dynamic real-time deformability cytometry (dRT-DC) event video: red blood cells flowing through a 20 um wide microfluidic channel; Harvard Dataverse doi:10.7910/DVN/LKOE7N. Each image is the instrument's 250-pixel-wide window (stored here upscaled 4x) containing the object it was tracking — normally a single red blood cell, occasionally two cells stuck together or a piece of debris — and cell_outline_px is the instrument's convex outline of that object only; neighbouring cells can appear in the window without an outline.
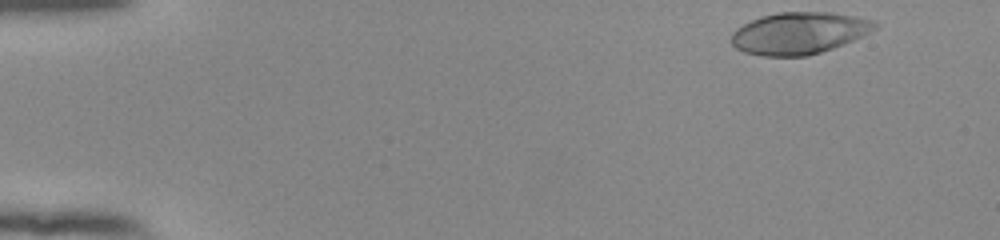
{"species": "human", "species_latin": "Homo sapiens", "temperature_condition": "room temperature", "stored_images_in_passage": 50, "camera_frame_rate_fps": 3000, "um_per_image_px": 0.085, "donor": {"sex": "female"}, "frame": {"image": 1, "passage_image": 1, "time_ms": 0.0, "image_size_px": [1000, 240], "cell_outline_px": [[880, 24], [876, 28], [852, 40], [832, 48], [808, 56], [760, 56], [744, 52], [736, 48], [732, 44], [732, 32], [736, 28], [760, 16], [780, 12], [832, 12], [856, 16], [876, 20]], "centroid_in_image_um": [67.92, 2.81], "position_along_channel_um": 17.1, "area_um2": 35.03}}
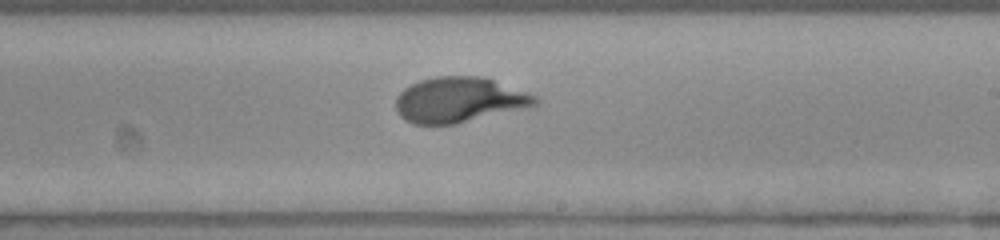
{"frame": {"image": 2, "passage_image": 29, "time_ms": 9.333, "image_size_px": [1000, 240], "cell_outline_px": [[540, 100], [536, 104], [524, 108], [456, 124], [412, 124], [404, 120], [396, 112], [396, 96], [404, 88], [420, 80], [436, 76], [480, 76], [492, 80], [536, 96]], "centroid_in_image_um": [38.97, 8.5], "position_along_channel_um": 250.0, "area_um2": 36.53}}
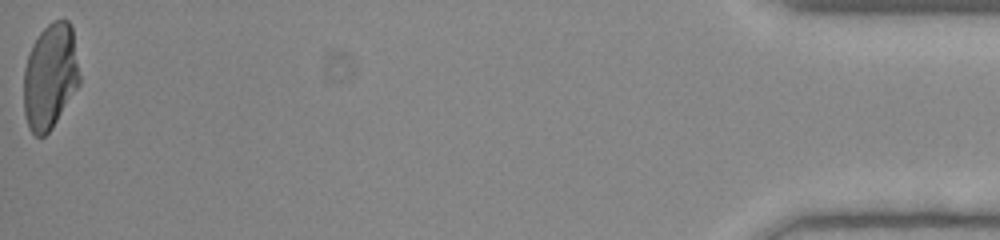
{"frame": {"image": 3, "passage_image": 50, "time_ms": 16.333, "image_size_px": [1000, 240], "cell_outline_px": [[80, 84], [52, 128], [44, 136], [36, 136], [28, 128], [24, 116], [24, 68], [28, 52], [32, 44], [40, 32], [52, 20], [68, 20], [72, 24], [80, 76]], "centroid_in_image_um": [4.26, 6.48], "position_along_channel_um": 430.9, "area_um2": 34.68}, "authors_computed_cell_mechanics": {"area_um2": 35.5181, "velocity_mm_per_s": 3.8564, "shape_relaxation_time_tau1_ms": 4.7254, "shape_relaxation_time_tau2_ms": null, "deformation_change_tau1": 0.2505, "deformation_change_tau2": null}}